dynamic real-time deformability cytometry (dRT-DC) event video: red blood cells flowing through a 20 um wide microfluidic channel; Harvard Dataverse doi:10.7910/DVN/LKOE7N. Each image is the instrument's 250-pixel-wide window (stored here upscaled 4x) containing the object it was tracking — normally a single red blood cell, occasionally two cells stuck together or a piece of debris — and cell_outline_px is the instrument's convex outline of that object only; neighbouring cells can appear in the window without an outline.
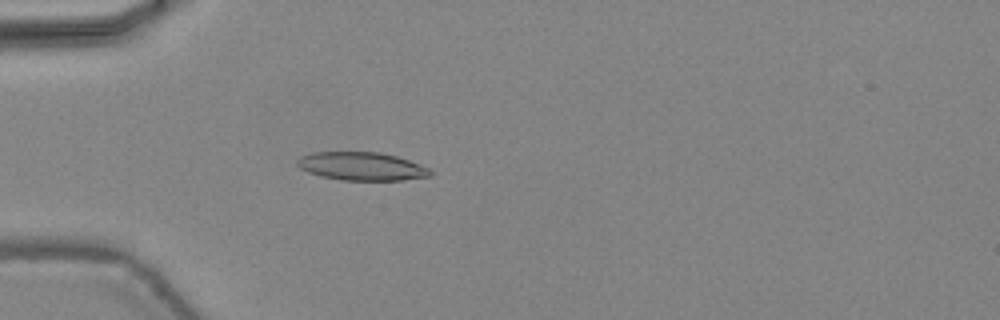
{"species": "common noctule bat (a hibernating species)", "species_latin": "Nyctalus noctula", "temperature_condition": "warm", "stored_images_in_passage": 47, "camera_frame_rate_fps": 3000, "um_per_image_px": 0.085, "animal": {"sex": "female", "body_mass_g": 24.6, "forearm_length_mm": 56.2}, "frame": {"image": 1, "passage_image": 15, "time_ms": 4.667, "image_size_px": [1000, 320], "cell_outline_px": [[432, 176], [400, 180], [340, 180], [320, 176], [308, 172], [300, 168], [296, 164], [296, 160], [300, 156], [312, 152], [380, 152], [396, 156], [408, 160], [428, 168], [432, 172]], "centroid_in_image_um": [30.7, 14.13], "position_along_channel_um": 54.3, "area_um2": 21.91}}
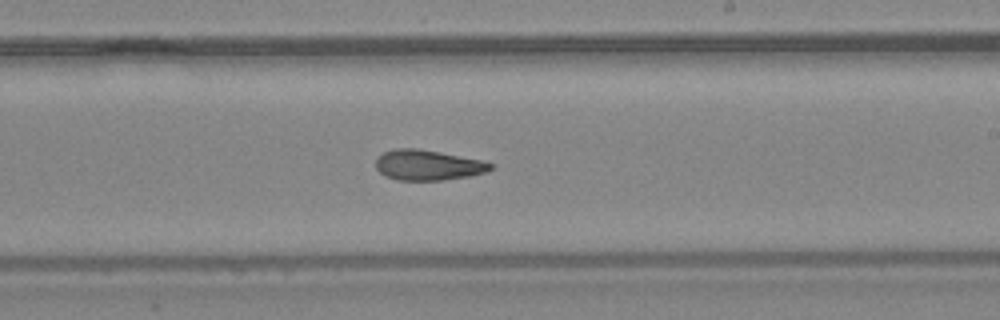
{"frame": {"image": 2, "passage_image": 29, "time_ms": 9.333, "image_size_px": [1000, 320], "cell_outline_px": [[496, 168], [488, 172], [468, 176], [444, 180], [396, 180], [384, 176], [376, 168], [376, 156], [384, 152], [396, 148], [416, 148], [440, 152], [480, 160], [496, 164]], "centroid_in_image_um": [36.39, 14.04], "position_along_channel_um": 252.6, "area_um2": 20.52}}
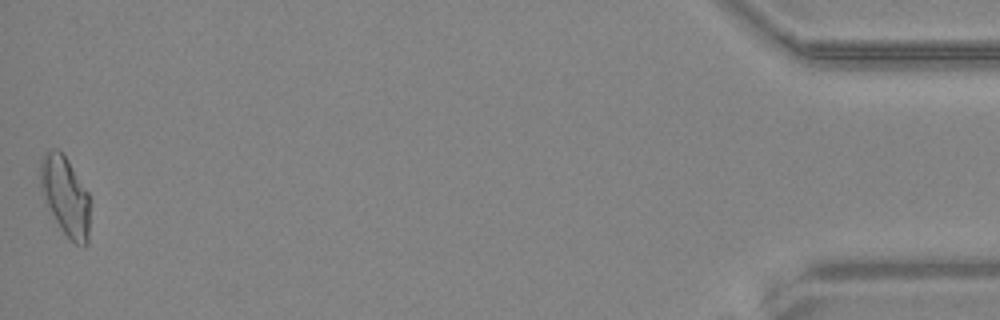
{"frame": {"image": 3, "passage_image": 47, "time_ms": 15.333, "image_size_px": [1000, 320], "cell_outline_px": [[88, 244], [84, 248], [76, 244], [60, 228], [44, 200], [40, 188], [40, 160], [44, 152], [52, 148], [56, 148], [64, 156], [88, 192]], "centroid_in_image_um": [5.52, 16.66], "position_along_channel_um": 429.7, "area_um2": 22.54}, "authors_computed_cell_mechanics": {"area_um2": 21.1548, "velocity_mm_per_s": 4.476, "shape_relaxation_time_tau1_ms": 5.6313, "shape_relaxation_time_tau2_ms": 2.6742, "deformation_change_tau1": 0.1852, "deformation_change_tau2": 0.113}}